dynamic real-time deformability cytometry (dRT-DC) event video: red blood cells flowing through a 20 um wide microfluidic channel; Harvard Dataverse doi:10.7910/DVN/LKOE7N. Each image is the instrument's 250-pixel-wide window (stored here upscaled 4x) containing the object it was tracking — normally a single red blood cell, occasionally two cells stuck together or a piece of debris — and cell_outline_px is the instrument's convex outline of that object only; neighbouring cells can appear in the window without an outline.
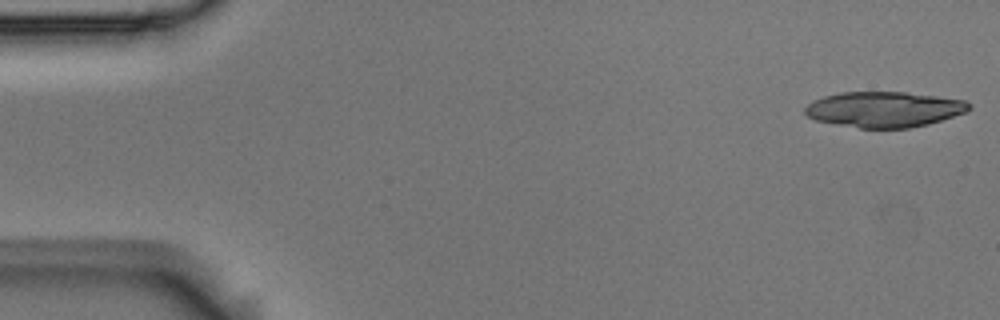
{"species": "Egyptian fruit bat (a non-hibernating species)", "species_latin": "Rousettus aegyptiacus", "temperature_condition": "room temperature", "stored_images_in_passage": 5, "camera_frame_rate_fps": 3000, "um_per_image_px": 0.085, "animal": {"sex": "male"}, "frame": {"image": 1, "passage_image": 1, "time_ms": 0.0, "image_size_px": [1000, 320], "cell_outline_px": [[972, 108], [968, 112], [928, 124], [908, 128], [860, 128], [836, 124], [816, 120], [808, 116], [804, 112], [804, 108], [812, 100], [824, 96], [840, 92], [904, 92], [936, 96], [964, 100], [972, 104]], "centroid_in_image_um": [75.17, 9.29], "position_along_channel_um": 9.8, "area_um2": 34.1}}